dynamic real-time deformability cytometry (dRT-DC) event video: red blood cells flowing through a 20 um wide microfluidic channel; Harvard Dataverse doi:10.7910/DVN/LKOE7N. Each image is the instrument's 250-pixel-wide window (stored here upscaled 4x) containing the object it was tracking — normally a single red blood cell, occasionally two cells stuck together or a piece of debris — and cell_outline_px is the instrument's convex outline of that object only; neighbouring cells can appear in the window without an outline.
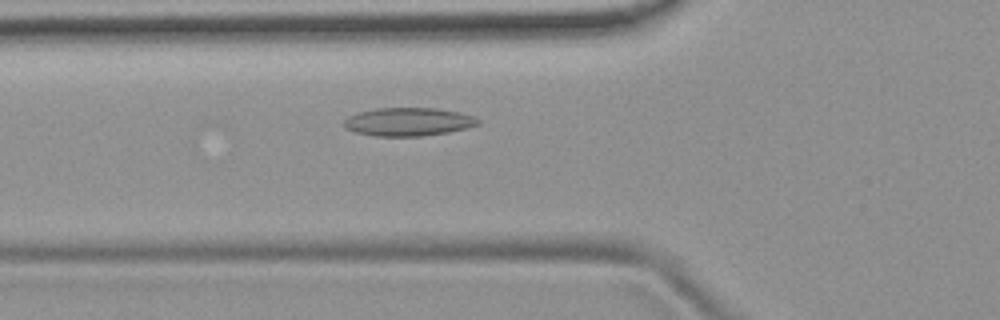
{"species": "common noctule bat (a hibernating species)", "species_latin": "Nyctalus noctula", "temperature_condition": "room temperature", "stored_images_in_passage": 45, "camera_frame_rate_fps": 3000, "um_per_image_px": 0.085, "animal": {"sex": "female", "body_mass_g": 19.9}, "frame": {"image": 1, "passage_image": 11, "time_ms": 3.333, "image_size_px": [1000, 320], "cell_outline_px": [[480, 124], [468, 128], [448, 132], [420, 136], [376, 136], [356, 132], [344, 128], [340, 124], [348, 116], [360, 112], [376, 108], [436, 108], [460, 112], [472, 116], [480, 120]], "centroid_in_image_um": [34.69, 10.35], "position_along_channel_um": 91.1, "area_um2": 22.2}}
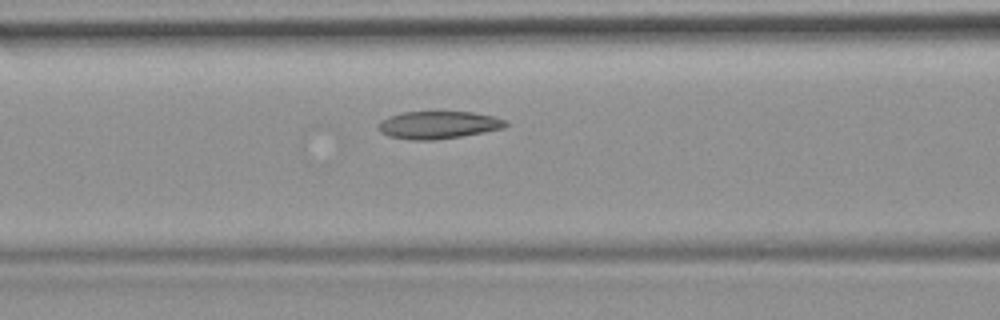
{"frame": {"image": 2, "passage_image": 14, "time_ms": 4.333, "image_size_px": [1000, 320], "cell_outline_px": [[508, 124], [504, 128], [460, 136], [432, 140], [412, 140], [388, 136], [380, 132], [376, 124], [380, 120], [388, 116], [400, 112], [472, 112], [492, 116], [504, 120]], "centroid_in_image_um": [37.17, 10.61], "position_along_channel_um": 129.4, "area_um2": 20.4}}
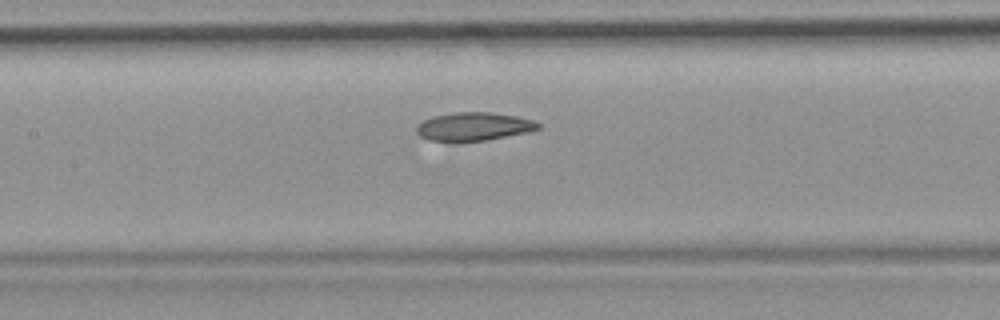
{"frame": {"image": 3, "passage_image": 17, "time_ms": 5.333, "image_size_px": [1000, 320], "cell_outline_px": [[540, 128], [528, 132], [484, 140], [460, 144], [448, 144], [432, 140], [420, 136], [416, 132], [416, 124], [432, 116], [456, 112], [492, 112], [516, 116], [532, 120], [540, 124]], "centroid_in_image_um": [40.19, 10.79], "position_along_channel_um": 167.2, "area_um2": 20.63}, "authors_computed_cell_mechanics": {"area_um2": 21.0392, "velocity_mm_per_s": 3.7907, "shape_relaxation_time_tau1_ms": null, "shape_relaxation_time_tau2_ms": 2.74, "deformation_change_tau1": null, "deformation_change_tau2": 0.0908}}